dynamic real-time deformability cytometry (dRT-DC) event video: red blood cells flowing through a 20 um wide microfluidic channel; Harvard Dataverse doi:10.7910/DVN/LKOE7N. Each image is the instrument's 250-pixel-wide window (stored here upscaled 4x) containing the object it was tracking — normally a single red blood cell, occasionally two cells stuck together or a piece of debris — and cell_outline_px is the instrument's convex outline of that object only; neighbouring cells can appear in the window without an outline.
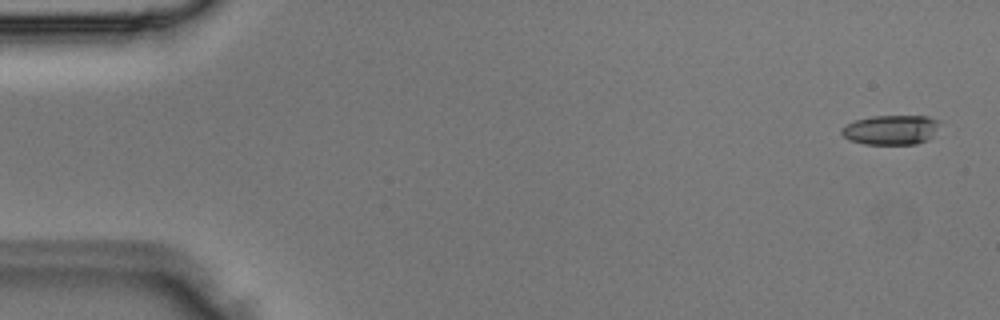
{"species": "Egyptian fruit bat (a non-hibernating species)", "species_latin": "Rousettus aegyptiacus", "temperature_condition": "room temperature", "stored_images_in_passage": 4, "camera_frame_rate_fps": 3000, "um_per_image_px": 0.085, "animal": {"sex": "male"}, "frame": {"image": 1, "passage_image": 1, "time_ms": 0.0, "image_size_px": [1000, 320], "cell_outline_px": [[940, 120], [928, 140], [916, 144], [864, 144], [848, 140], [840, 132], [848, 124], [856, 120], [872, 116], [928, 116]], "centroid_in_image_um": [75.72, 11.04], "position_along_channel_um": 9.3, "area_um2": 16.7}}